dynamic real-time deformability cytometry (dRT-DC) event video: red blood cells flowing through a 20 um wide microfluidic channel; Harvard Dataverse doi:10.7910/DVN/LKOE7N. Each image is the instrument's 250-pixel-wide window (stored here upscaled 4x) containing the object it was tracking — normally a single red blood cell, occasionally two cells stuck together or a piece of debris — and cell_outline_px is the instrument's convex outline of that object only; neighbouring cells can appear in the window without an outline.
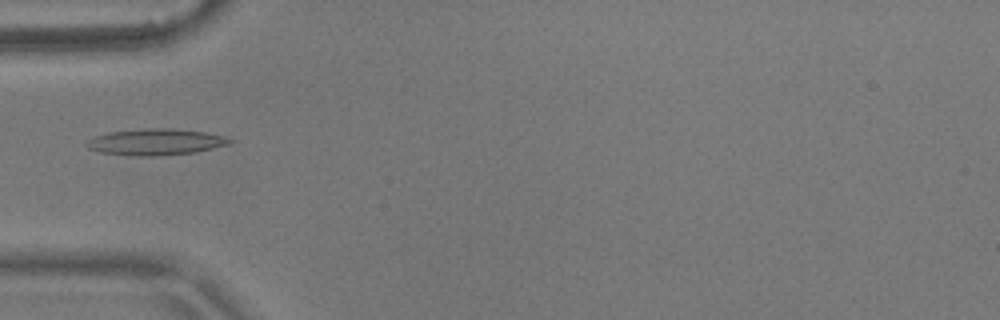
{"species": "common noctule bat (a hibernating species)", "species_latin": "Nyctalus noctula", "temperature_condition": "warm", "stored_images_in_passage": 6, "camera_frame_rate_fps": 3000, "um_per_image_px": 0.085, "animal": {"sex": "male", "body_mass_g": 17.9}, "frame": {"image": 1, "passage_image": 4, "time_ms": 1.0, "image_size_px": [1000, 320], "cell_outline_px": [[236, 140], [228, 144], [196, 152], [152, 156], [140, 156], [100, 152], [88, 148], [84, 144], [84, 140], [108, 132], [148, 128], [168, 128], [204, 132], [224, 136]], "centroid_in_image_um": [13.2, 12.06], "position_along_channel_um": 71.8, "area_um2": 21.85}}
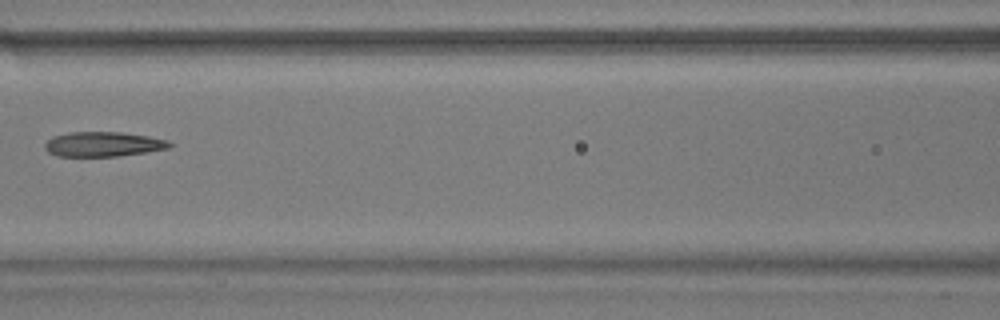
{"frame": {"image": 2, "passage_image": 6, "time_ms": 1.667, "image_size_px": [1000, 320], "cell_outline_px": [[172, 144], [168, 148], [120, 156], [56, 156], [48, 152], [44, 148], [44, 144], [52, 136], [68, 132], [120, 132], [148, 136], [168, 140]], "centroid_in_image_um": [8.72, 12.25], "position_along_channel_um": 157.9, "area_um2": 17.98}}